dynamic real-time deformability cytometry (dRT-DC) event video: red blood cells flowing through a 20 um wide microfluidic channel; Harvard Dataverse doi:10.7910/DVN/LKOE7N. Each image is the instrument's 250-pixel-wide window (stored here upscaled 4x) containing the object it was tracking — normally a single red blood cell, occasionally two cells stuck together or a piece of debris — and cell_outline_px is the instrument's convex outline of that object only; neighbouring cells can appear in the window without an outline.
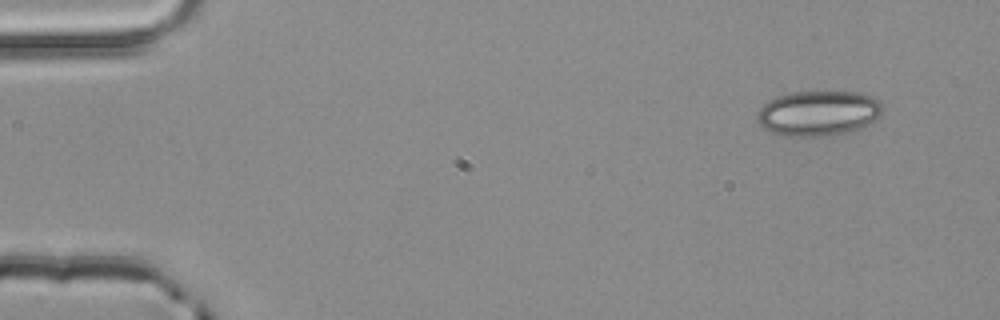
{"species": "common noctule bat (a hibernating species)", "species_latin": "Nyctalus noctula", "temperature_condition": "room temperature", "stored_images_in_passage": 3, "camera_frame_rate_fps": 3000, "um_per_image_px": 0.085, "animal": {"sex": "male", "body_mass_g": 20.4}, "frame": {"image": 1, "passage_image": 1, "time_ms": 0.0, "image_size_px": [1000, 320], "cell_outline_px": [[884, 108], [880, 116], [864, 128], [856, 132], [820, 136], [788, 136], [772, 132], [764, 128], [756, 120], [756, 116], [760, 108], [768, 100], [776, 96], [792, 92], [860, 92], [872, 96], [880, 100]], "centroid_in_image_um": [69.61, 9.63], "position_along_channel_um": 15.4, "area_um2": 33.52}}